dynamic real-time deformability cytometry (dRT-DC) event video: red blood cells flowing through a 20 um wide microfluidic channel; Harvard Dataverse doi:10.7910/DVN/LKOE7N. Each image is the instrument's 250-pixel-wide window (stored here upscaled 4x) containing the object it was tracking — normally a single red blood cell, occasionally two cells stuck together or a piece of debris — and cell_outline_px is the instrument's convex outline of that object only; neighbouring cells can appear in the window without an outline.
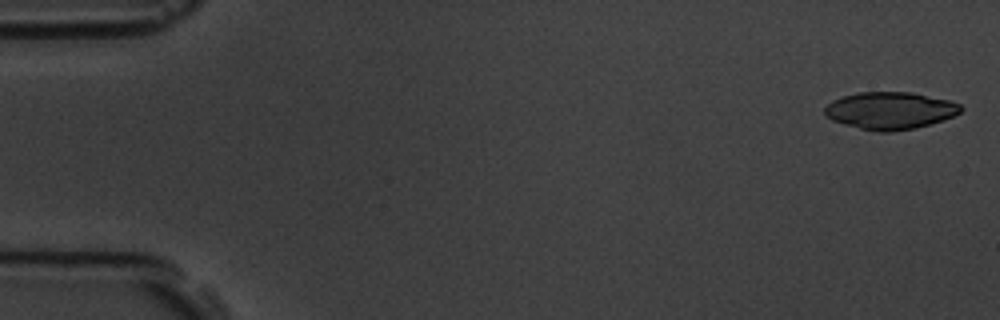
{"species": "common noctule bat (a hibernating species)", "species_latin": "Nyctalus noctula", "temperature_condition": "room temperature", "stored_images_in_passage": 5, "camera_frame_rate_fps": 3000, "um_per_image_px": 0.085, "animal": {"sex": "male", "body_mass_g": 19.5, "forearm_length_mm": 54.6}, "frame": {"image": 1, "passage_image": 1, "time_ms": 0.0, "image_size_px": [1000, 320], "cell_outline_px": [[964, 108], [960, 112], [952, 116], [916, 128], [892, 132], [880, 132], [860, 128], [844, 124], [832, 120], [824, 116], [824, 108], [832, 100], [844, 96], [860, 92], [912, 92], [948, 100], [960, 104]], "centroid_in_image_um": [75.63, 9.4], "position_along_channel_um": 9.4, "area_um2": 29.42}}